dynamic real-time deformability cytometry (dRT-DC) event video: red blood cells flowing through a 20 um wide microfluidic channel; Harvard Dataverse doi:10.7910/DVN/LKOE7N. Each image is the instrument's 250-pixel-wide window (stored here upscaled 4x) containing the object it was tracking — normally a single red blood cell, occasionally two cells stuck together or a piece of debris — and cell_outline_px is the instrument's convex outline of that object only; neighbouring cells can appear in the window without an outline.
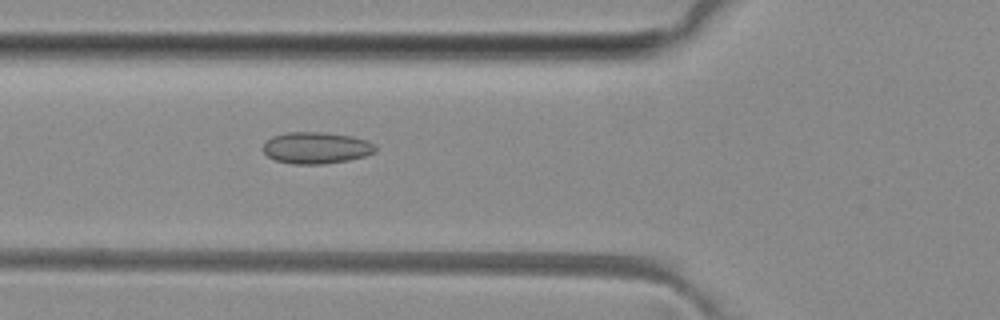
{"species": "common noctule bat (a hibernating species)", "species_latin": "Nyctalus noctula", "temperature_condition": "room temperature", "stored_images_in_passage": 50, "camera_frame_rate_fps": 3000, "um_per_image_px": 0.085, "animal": {"sex": "female", "body_mass_g": 29.2, "forearm_length_mm": 56.3}, "frame": {"image": 1, "passage_image": 18, "time_ms": 5.667, "image_size_px": [1000, 320], "cell_outline_px": [[376, 152], [364, 156], [348, 160], [324, 164], [292, 164], [276, 160], [268, 156], [264, 152], [264, 144], [272, 136], [288, 132], [320, 132], [352, 136], [368, 140], [376, 144]], "centroid_in_image_um": [26.92, 12.56], "position_along_channel_um": 98.9, "area_um2": 20.69}}
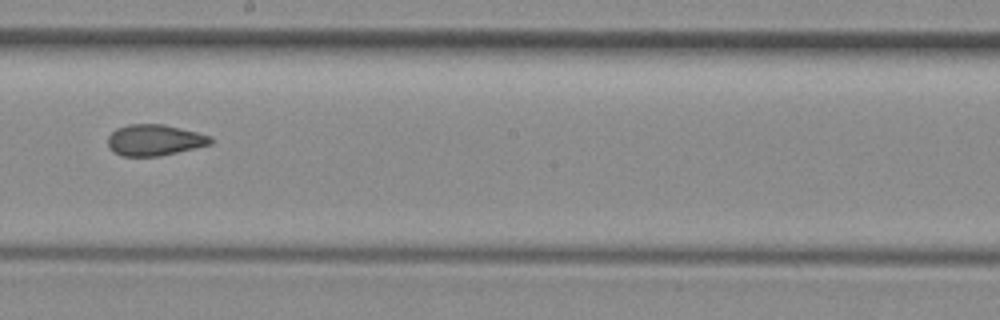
{"frame": {"image": 2, "passage_image": 28, "time_ms": 9.0, "image_size_px": [1000, 320], "cell_outline_px": [[212, 144], [160, 156], [120, 156], [108, 148], [108, 136], [116, 128], [128, 124], [164, 124], [212, 136]], "centroid_in_image_um": [13.11, 11.91], "position_along_channel_um": 235.1, "area_um2": 18.73}}
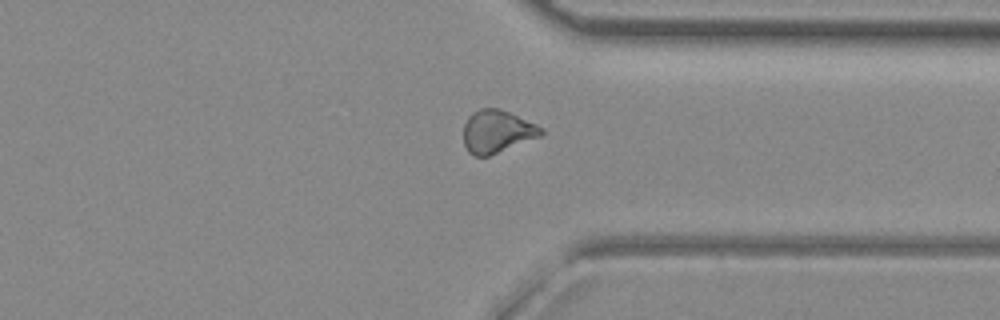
{"frame": {"image": 3, "passage_image": 38, "time_ms": 12.333, "image_size_px": [1000, 320], "cell_outline_px": [[544, 132], [540, 136], [488, 156], [472, 156], [468, 152], [464, 144], [464, 124], [468, 116], [472, 112], [480, 108], [500, 108], [536, 124], [544, 128]], "centroid_in_image_um": [42.22, 11.17], "position_along_channel_um": 369.2, "area_um2": 19.31}, "authors_computed_cell_mechanics": {"area_um2": 19.4208, "velocity_mm_per_s": 4.0909, "shape_relaxation_time_tau1_ms": null, "shape_relaxation_time_tau2_ms": 2.3823, "deformation_change_tau1": null, "deformation_change_tau2": 0.0952}}